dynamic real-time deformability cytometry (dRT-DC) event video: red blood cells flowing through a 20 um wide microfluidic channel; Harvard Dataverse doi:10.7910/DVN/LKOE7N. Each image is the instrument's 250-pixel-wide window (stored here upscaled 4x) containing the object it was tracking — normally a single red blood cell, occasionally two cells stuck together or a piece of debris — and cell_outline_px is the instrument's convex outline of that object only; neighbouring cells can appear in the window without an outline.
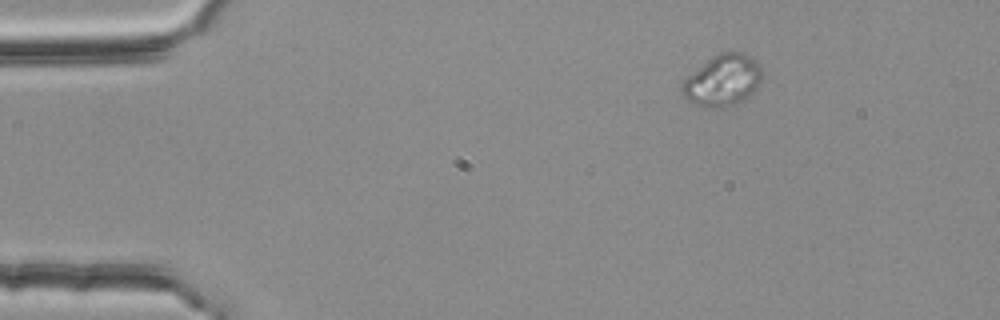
{"species": "common noctule bat (a hibernating species)", "species_latin": "Nyctalus noctula", "temperature_condition": "room temperature", "stored_images_in_passage": 48, "camera_frame_rate_fps": 3000, "um_per_image_px": 0.085, "animal": {"sex": "female", "body_mass_g": 25.1}, "frame": {"image": 1, "passage_image": 1, "time_ms": 0.0, "image_size_px": [1000, 320], "cell_outline_px": [[760, 80], [756, 88], [744, 100], [732, 104], [716, 108], [704, 108], [692, 104], [684, 96], [680, 88], [680, 84], [688, 76], [708, 60], [720, 52], [744, 52], [756, 60], [760, 64]], "centroid_in_image_um": [61.4, 6.84], "position_along_channel_um": 23.6, "area_um2": 23.7}}